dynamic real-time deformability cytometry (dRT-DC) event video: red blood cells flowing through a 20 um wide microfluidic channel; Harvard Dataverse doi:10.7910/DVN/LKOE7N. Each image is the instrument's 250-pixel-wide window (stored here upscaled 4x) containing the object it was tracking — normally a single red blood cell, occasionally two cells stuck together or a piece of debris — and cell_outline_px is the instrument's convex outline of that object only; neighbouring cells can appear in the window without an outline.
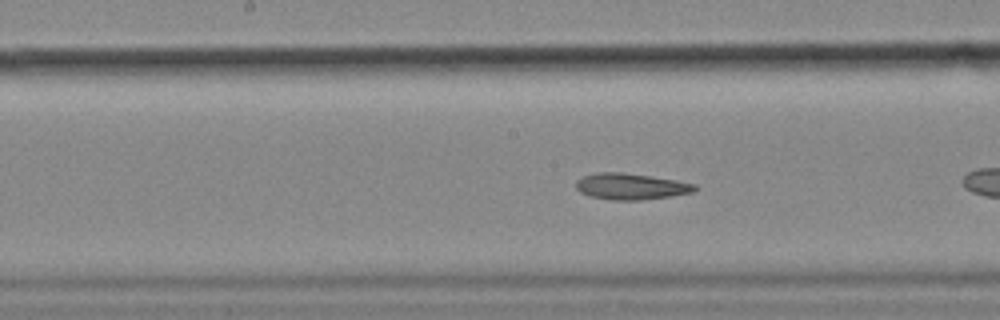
{"species": "common noctule bat (a hibernating species)", "species_latin": "Nyctalus noctula", "temperature_condition": "cold", "stored_images_in_passage": 41, "camera_frame_rate_fps": 3000, "um_per_image_px": 0.085, "animal": {"sex": "female", "body_mass_g": 18.4}, "frame": {"image": 1, "passage_image": 12, "time_ms": 3.667, "image_size_px": [1000, 320], "cell_outline_px": [[700, 188], [692, 192], [672, 196], [640, 200], [612, 200], [588, 196], [580, 192], [576, 188], [576, 180], [584, 176], [596, 172], [624, 172], [676, 180], [696, 184]], "centroid_in_image_um": [53.63, 15.84], "position_along_channel_um": 194.6, "area_um2": 18.32}}